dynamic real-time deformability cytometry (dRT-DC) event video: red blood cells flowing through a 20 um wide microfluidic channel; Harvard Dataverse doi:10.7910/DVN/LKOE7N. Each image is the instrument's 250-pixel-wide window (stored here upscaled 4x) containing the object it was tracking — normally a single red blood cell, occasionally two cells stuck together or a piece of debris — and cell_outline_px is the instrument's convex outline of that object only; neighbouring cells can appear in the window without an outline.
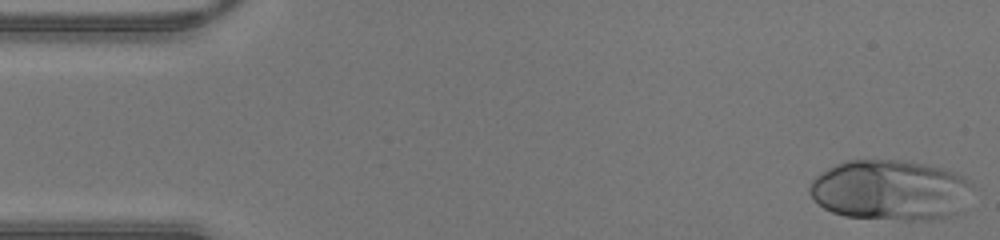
{"species": "human", "species_latin": "Homo sapiens", "temperature_condition": "warm", "stored_images_in_passage": 36, "camera_frame_rate_fps": 3000, "um_per_image_px": 0.085, "donor": {"sex": "male"}, "frame": {"image": 1, "passage_image": 1, "time_ms": 0.0, "image_size_px": [1000, 240], "cell_outline_px": [[972, 184], [956, 216], [944, 220], [900, 220], [844, 216], [832, 212], [824, 208], [808, 192], [808, 188], [812, 180], [820, 172], [836, 164], [848, 160], [900, 160], [924, 164], [956, 172], [964, 176]], "centroid_in_image_um": [75.66, 16.18], "position_along_channel_um": 9.3, "area_um2": 57.51}}
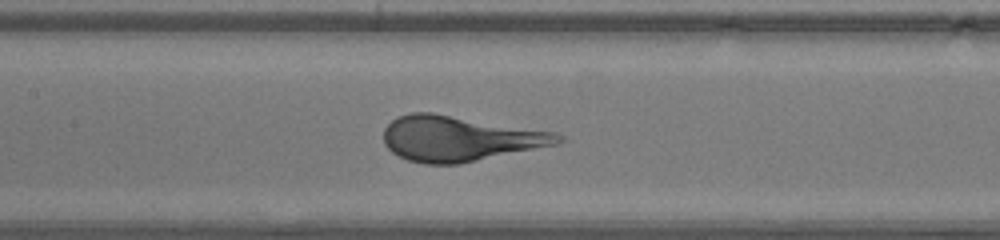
{"frame": {"image": 2, "passage_image": 20, "time_ms": 6.333, "image_size_px": [1000, 240], "cell_outline_px": [[568, 140], [560, 144], [456, 164], [424, 164], [408, 160], [392, 152], [384, 144], [384, 128], [396, 116], [412, 112], [432, 112], [556, 132], [564, 136]], "centroid_in_image_um": [39.09, 11.76], "position_along_channel_um": 168.3, "area_um2": 46.18}}
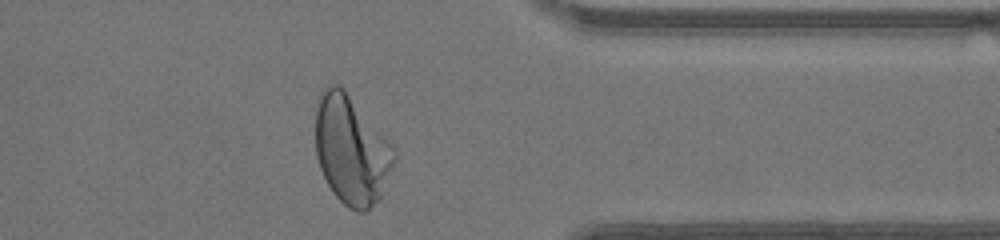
{"frame": {"image": 3, "passage_image": 35, "time_ms": 11.333, "image_size_px": [1000, 240], "cell_outline_px": [[396, 160], [380, 200], [364, 212], [356, 212], [348, 208], [332, 192], [320, 168], [316, 156], [316, 108], [320, 96], [324, 88], [332, 84], [340, 84], [344, 88], [396, 148]], "centroid_in_image_um": [29.89, 12.77], "position_along_channel_um": 381.5, "area_um2": 50.17}}